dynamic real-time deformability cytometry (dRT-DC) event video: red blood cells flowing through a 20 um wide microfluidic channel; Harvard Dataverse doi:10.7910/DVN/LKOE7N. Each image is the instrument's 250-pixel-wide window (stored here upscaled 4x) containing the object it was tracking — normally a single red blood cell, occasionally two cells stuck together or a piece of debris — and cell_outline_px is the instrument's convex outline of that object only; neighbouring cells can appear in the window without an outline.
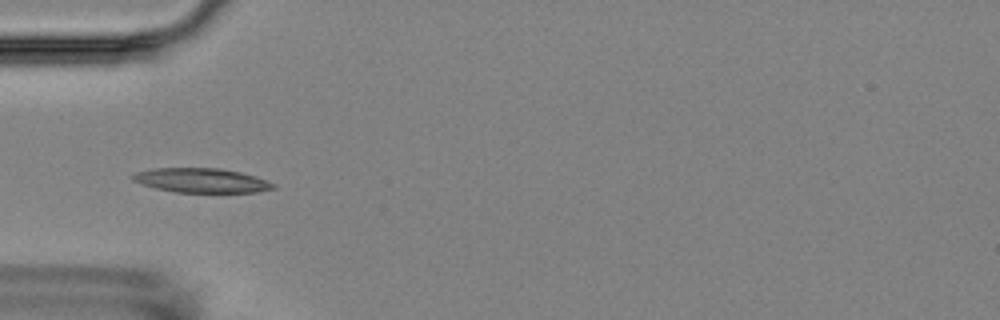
{"species": "Egyptian fruit bat (a non-hibernating species)", "species_latin": "Rousettus aegyptiacus", "temperature_condition": "room temperature", "stored_images_in_passage": 6, "camera_frame_rate_fps": 3000, "um_per_image_px": 0.085, "animal": {"sex": "female"}, "frame": {"image": 1, "passage_image": 4, "time_ms": 4.0, "image_size_px": [1000, 320], "cell_outline_px": [[276, 188], [260, 192], [176, 192], [156, 188], [140, 184], [132, 180], [132, 176], [136, 172], [152, 168], [220, 168], [240, 172], [256, 176], [276, 184]], "centroid_in_image_um": [17.14, 15.33], "position_along_channel_um": 67.9, "area_um2": 20.06}}